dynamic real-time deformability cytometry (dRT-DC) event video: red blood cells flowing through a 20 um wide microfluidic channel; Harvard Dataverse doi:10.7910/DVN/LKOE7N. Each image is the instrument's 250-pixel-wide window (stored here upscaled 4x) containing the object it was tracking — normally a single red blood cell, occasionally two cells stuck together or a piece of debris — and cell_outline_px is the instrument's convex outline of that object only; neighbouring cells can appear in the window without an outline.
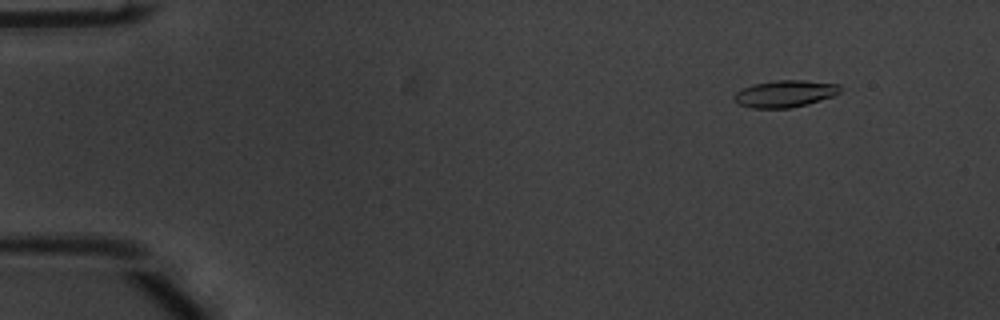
{"species": "common noctule bat (a hibernating species)", "species_latin": "Nyctalus noctula", "temperature_condition": "warm", "stored_images_in_passage": 55, "camera_frame_rate_fps": 3000, "um_per_image_px": 0.085, "animal": {"sex": "male", "body_mass_g": 20.1, "forearm_length_mm": 53.5}, "frame": {"image": 1, "passage_image": 7, "time_ms": 2.0, "image_size_px": [1000, 320], "cell_outline_px": [[840, 92], [832, 96], [808, 104], [792, 108], [752, 108], [740, 104], [732, 96], [736, 92], [752, 84], [776, 80], [804, 80], [840, 84]], "centroid_in_image_um": [66.73, 7.96], "position_along_channel_um": 18.3, "area_um2": 16.59}}
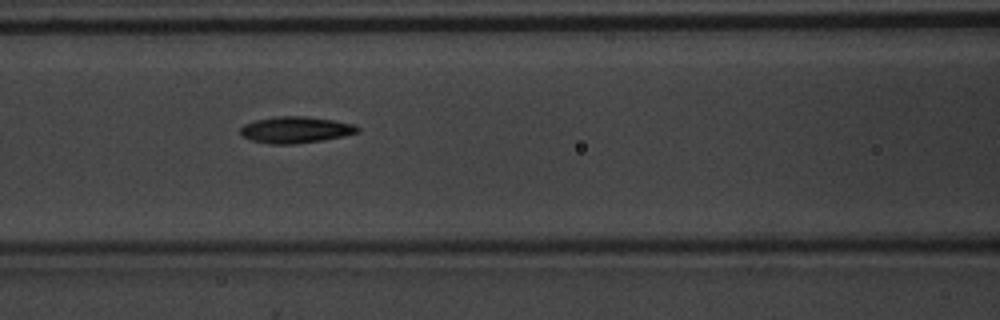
{"frame": {"image": 2, "passage_image": 25, "time_ms": 8.0, "image_size_px": [1000, 320], "cell_outline_px": [[360, 132], [324, 140], [292, 144], [268, 144], [252, 140], [240, 136], [240, 128], [244, 124], [256, 120], [276, 116], [304, 116], [332, 120], [352, 124], [360, 128]], "centroid_in_image_um": [25.09, 11.04], "position_along_channel_um": 141.5, "area_um2": 18.03}}
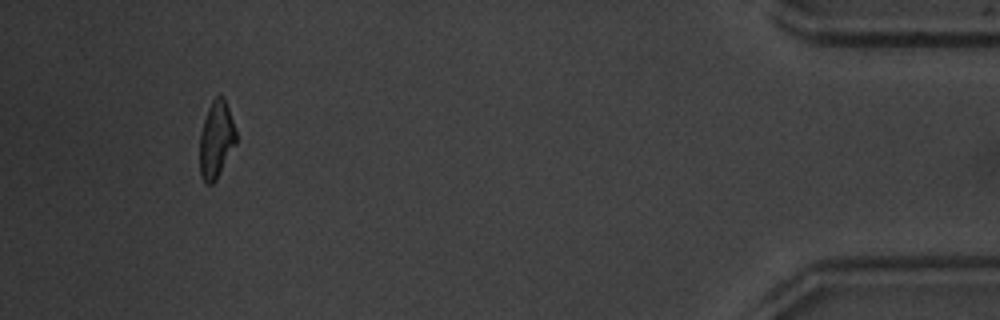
{"frame": {"image": 3, "passage_image": 52, "time_ms": 17.0, "image_size_px": [1000, 320], "cell_outline_px": [[236, 144], [216, 180], [212, 184], [204, 184], [200, 176], [200, 132], [208, 108], [212, 100], [216, 96], [224, 96], [236, 128]], "centroid_in_image_um": [18.38, 11.88], "position_along_channel_um": 416.8, "area_um2": 16.47}, "authors_computed_cell_mechanics": {"area_um2": 17.1666, "velocity_mm_per_s": 3.7815, "shape_relaxation_time_tau1_ms": 4.4537, "shape_relaxation_time_tau2_ms": 3.9808, "deformation_change_tau1": 0.1698, "deformation_change_tau2": 0.117}}